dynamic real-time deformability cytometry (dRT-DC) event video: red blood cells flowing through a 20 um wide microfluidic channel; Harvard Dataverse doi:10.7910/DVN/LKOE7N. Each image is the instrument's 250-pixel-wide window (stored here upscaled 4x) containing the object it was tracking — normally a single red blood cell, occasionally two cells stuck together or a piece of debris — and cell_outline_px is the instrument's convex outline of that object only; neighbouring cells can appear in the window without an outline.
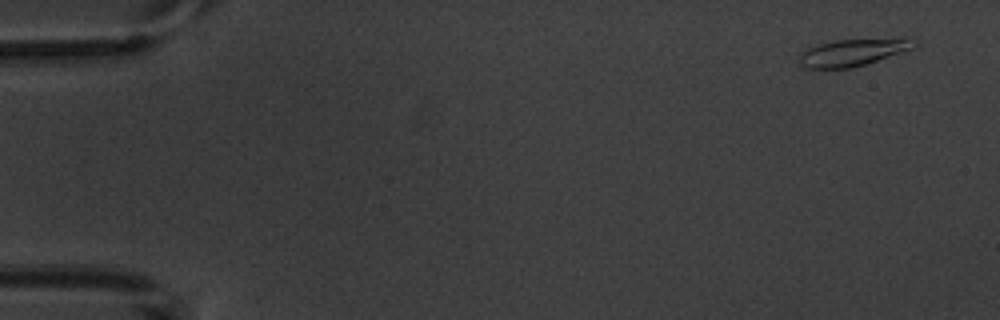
{"species": "common noctule bat (a hibernating species)", "species_latin": "Nyctalus noctula", "temperature_condition": "warm", "stored_images_in_passage": 5, "camera_frame_rate_fps": 3000, "um_per_image_px": 0.085, "animal": {"sex": "male", "body_mass_g": 20.1, "forearm_length_mm": 53.5}, "frame": {"image": 1, "passage_image": 1, "time_ms": 0.0, "image_size_px": [1000, 320], "cell_outline_px": [[920, 44], [916, 48], [852, 68], [804, 68], [800, 64], [800, 56], [812, 44], [832, 40], [904, 36], [912, 36]], "centroid_in_image_um": [72.64, 4.39], "position_along_channel_um": 12.4, "area_um2": 19.07}}